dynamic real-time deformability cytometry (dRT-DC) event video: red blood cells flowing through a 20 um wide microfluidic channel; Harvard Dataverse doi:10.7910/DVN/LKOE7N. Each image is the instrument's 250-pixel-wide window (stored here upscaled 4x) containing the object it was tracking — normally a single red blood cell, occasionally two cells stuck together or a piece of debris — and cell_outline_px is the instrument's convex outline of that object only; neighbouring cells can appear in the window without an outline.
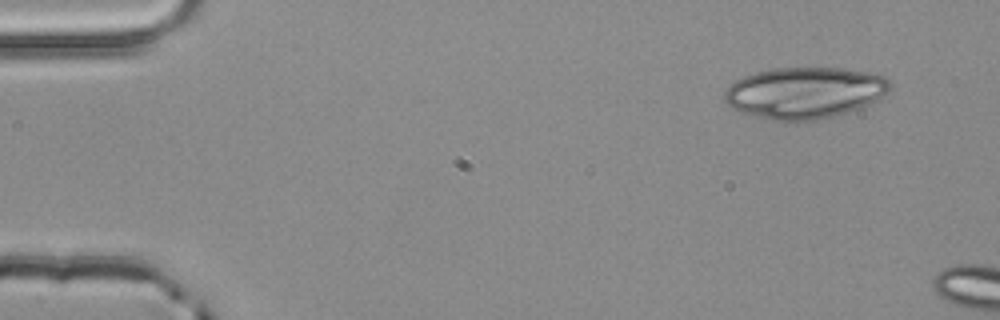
{"species": "common noctule bat (a hibernating species)", "species_latin": "Nyctalus noctula", "temperature_condition": "room temperature", "stored_images_in_passage": 2, "camera_frame_rate_fps": 3000, "um_per_image_px": 0.085, "animal": {"sex": "male", "body_mass_g": 20.4}, "frame": {"image": 1, "passage_image": 1, "time_ms": 0.0, "image_size_px": [1000, 320], "cell_outline_px": [[892, 88], [888, 92], [876, 100], [868, 104], [832, 116], [816, 120], [788, 124], [768, 120], [732, 108], [724, 100], [724, 92], [736, 80], [744, 76], [756, 72], [772, 68], [844, 68], [876, 72], [884, 76], [892, 84]], "centroid_in_image_um": [68.41, 7.89], "position_along_channel_um": 16.6, "area_um2": 50.11}}